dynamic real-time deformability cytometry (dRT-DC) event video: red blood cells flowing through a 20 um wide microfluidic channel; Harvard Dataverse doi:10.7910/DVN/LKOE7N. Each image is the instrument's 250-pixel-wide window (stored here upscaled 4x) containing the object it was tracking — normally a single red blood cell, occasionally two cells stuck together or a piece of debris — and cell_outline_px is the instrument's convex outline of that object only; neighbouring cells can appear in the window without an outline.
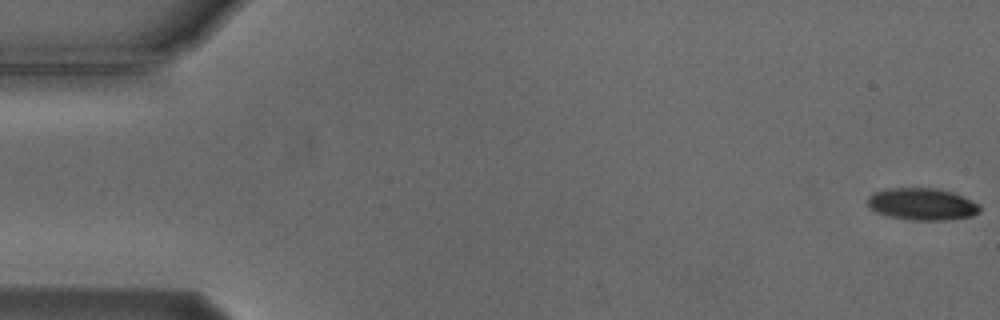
{"species": "Egyptian fruit bat (a non-hibernating species)", "species_latin": "Rousettus aegyptiacus", "temperature_condition": "cold", "stored_images_in_passage": 21, "camera_frame_rate_fps": 3000, "um_per_image_px": 0.085, "animal": {"sex": "male"}, "frame": {"image": 1, "passage_image": 1, "time_ms": 0.0, "image_size_px": [1000, 320], "cell_outline_px": [[980, 212], [972, 216], [944, 220], [912, 220], [888, 216], [876, 212], [868, 204], [868, 196], [872, 192], [888, 188], [936, 188], [952, 192], [980, 204]], "centroid_in_image_um": [78.37, 17.34], "position_along_channel_um": 6.6, "area_um2": 20.92}}
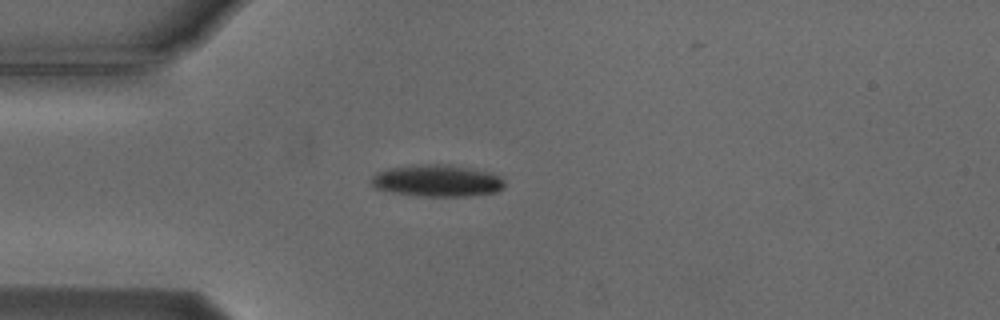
{"frame": {"image": 2, "passage_image": 15, "time_ms": 4.667, "image_size_px": [1000, 320], "cell_outline_px": [[504, 188], [496, 192], [472, 196], [420, 196], [392, 192], [376, 188], [372, 184], [372, 176], [376, 172], [388, 168], [412, 164], [448, 164], [488, 172], [500, 176], [504, 180]], "centroid_in_image_um": [37.15, 15.35], "position_along_channel_um": 47.8, "area_um2": 24.85}}
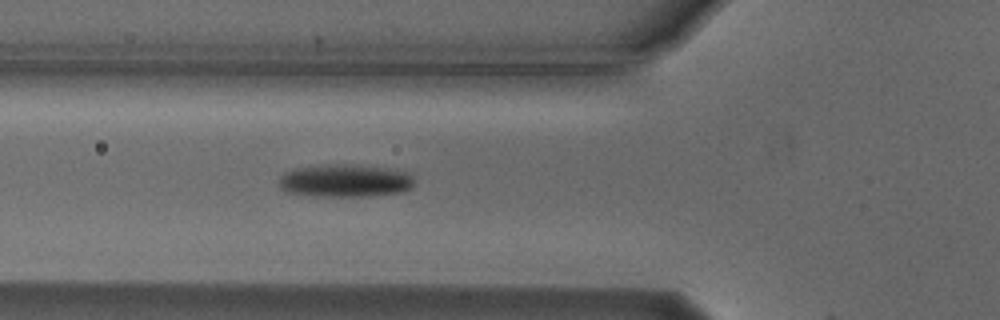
{"frame": {"image": 3, "passage_image": 20, "time_ms": 6.333, "image_size_px": [1000, 320], "cell_outline_px": [[412, 188], [400, 192], [364, 196], [316, 196], [288, 192], [280, 188], [276, 184], [280, 176], [284, 172], [296, 168], [332, 164], [348, 164], [388, 168], [412, 172]], "centroid_in_image_um": [29.31, 15.35], "position_along_channel_um": 96.5, "area_um2": 25.95}}